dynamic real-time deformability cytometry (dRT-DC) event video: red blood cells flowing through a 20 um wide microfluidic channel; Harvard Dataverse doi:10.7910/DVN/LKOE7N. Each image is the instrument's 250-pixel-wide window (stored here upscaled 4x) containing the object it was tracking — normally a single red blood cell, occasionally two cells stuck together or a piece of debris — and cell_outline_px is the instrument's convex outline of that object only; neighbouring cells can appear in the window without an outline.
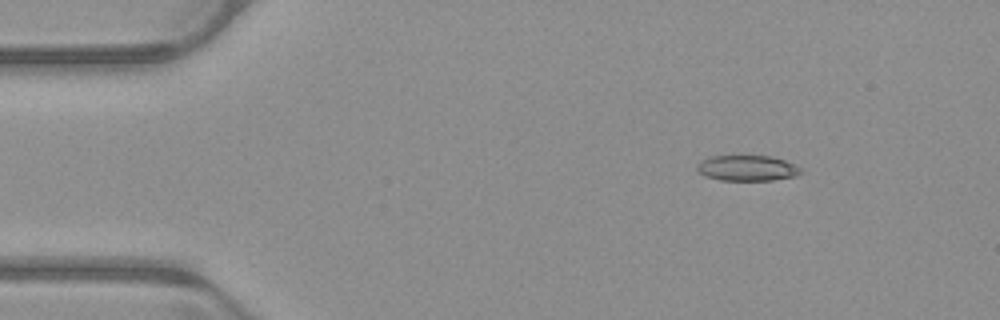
{"species": "common noctule bat (a hibernating species)", "species_latin": "Nyctalus noctula", "temperature_condition": "warm", "stored_images_in_passage": 46, "camera_frame_rate_fps": 3000, "um_per_image_px": 0.085, "animal": {"sex": "male", "body_mass_g": 23.1, "forearm_length_mm": 52.7}, "frame": {"image": 1, "passage_image": 1, "time_ms": 0.0, "image_size_px": [1000, 320], "cell_outline_px": [[804, 172], [796, 176], [772, 180], [720, 180], [704, 176], [696, 168], [700, 160], [712, 156], [772, 156], [784, 160], [800, 168]], "centroid_in_image_um": [63.51, 14.29], "position_along_channel_um": 21.5, "area_um2": 15.43}}
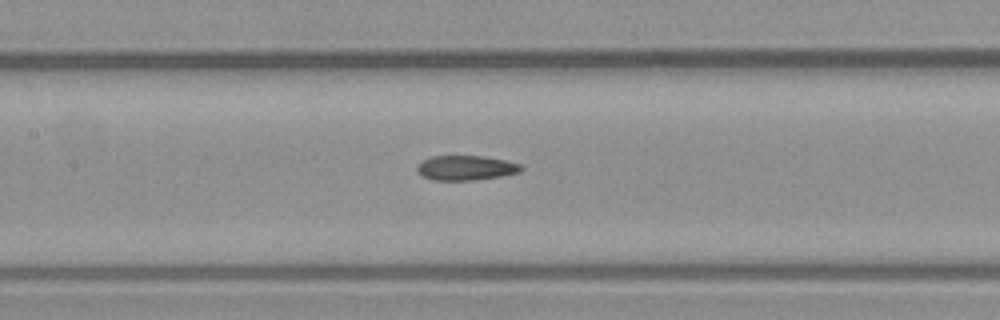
{"frame": {"image": 2, "passage_image": 18, "time_ms": 5.667, "image_size_px": [1000, 320], "cell_outline_px": [[524, 168], [520, 172], [500, 176], [472, 180], [432, 180], [416, 172], [416, 168], [424, 160], [432, 156], [484, 156], [504, 160], [520, 164]], "centroid_in_image_um": [39.6, 14.27], "position_along_channel_um": 167.8, "area_um2": 14.85}}
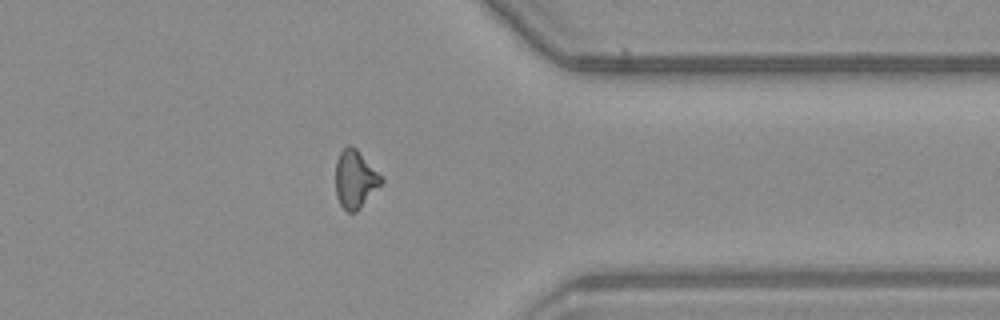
{"frame": {"image": 3, "passage_image": 35, "time_ms": 11.333, "image_size_px": [1000, 320], "cell_outline_px": [[384, 180], [360, 208], [356, 212], [348, 212], [340, 204], [336, 196], [336, 160], [340, 152], [348, 144], [352, 144], [384, 176]], "centroid_in_image_um": [30.2, 15.2], "position_along_channel_um": 381.2, "area_um2": 15.55}, "authors_computed_cell_mechanics": {"area_um2": 15.4326, "velocity_mm_per_s": 3.9614, "shape_relaxation_time_tau1_ms": null, "shape_relaxation_time_tau2_ms": 6.3033, "deformation_change_tau1": null, "deformation_change_tau2": 0.1408}}